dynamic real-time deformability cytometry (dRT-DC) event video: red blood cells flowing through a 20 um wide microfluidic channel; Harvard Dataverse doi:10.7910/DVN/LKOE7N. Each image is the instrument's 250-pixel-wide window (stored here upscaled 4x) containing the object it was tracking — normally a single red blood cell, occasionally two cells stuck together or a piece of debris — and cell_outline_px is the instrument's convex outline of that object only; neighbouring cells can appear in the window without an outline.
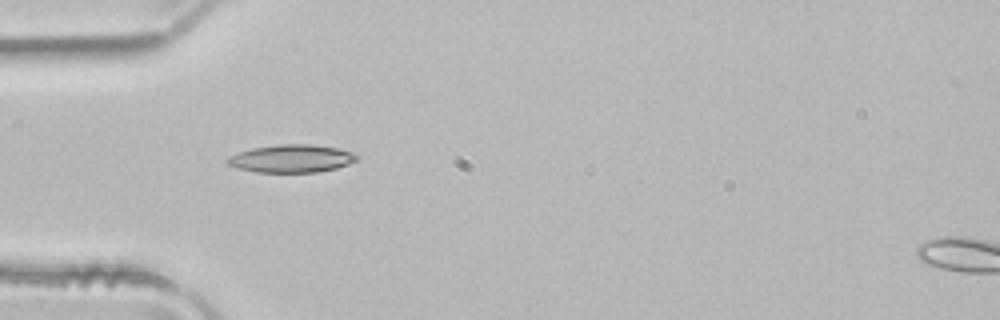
{"species": "common noctule bat (a hibernating species)", "species_latin": "Nyctalus noctula", "temperature_condition": "room temperature", "stored_images_in_passage": 4, "camera_frame_rate_fps": 3000, "um_per_image_px": 0.085, "animal": {"sex": "male", "body_mass_g": 21.5, "forearm_length_mm": 52.0}, "frame": {"image": 1, "passage_image": 4, "time_ms": 1.0, "image_size_px": [1000, 320], "cell_outline_px": [[360, 156], [356, 160], [348, 164], [336, 168], [316, 172], [256, 172], [240, 168], [228, 164], [224, 160], [228, 156], [252, 148], [280, 144], [308, 144], [336, 148], [352, 152]], "centroid_in_image_um": [24.77, 13.47], "position_along_channel_um": 60.2, "area_um2": 20.81}}